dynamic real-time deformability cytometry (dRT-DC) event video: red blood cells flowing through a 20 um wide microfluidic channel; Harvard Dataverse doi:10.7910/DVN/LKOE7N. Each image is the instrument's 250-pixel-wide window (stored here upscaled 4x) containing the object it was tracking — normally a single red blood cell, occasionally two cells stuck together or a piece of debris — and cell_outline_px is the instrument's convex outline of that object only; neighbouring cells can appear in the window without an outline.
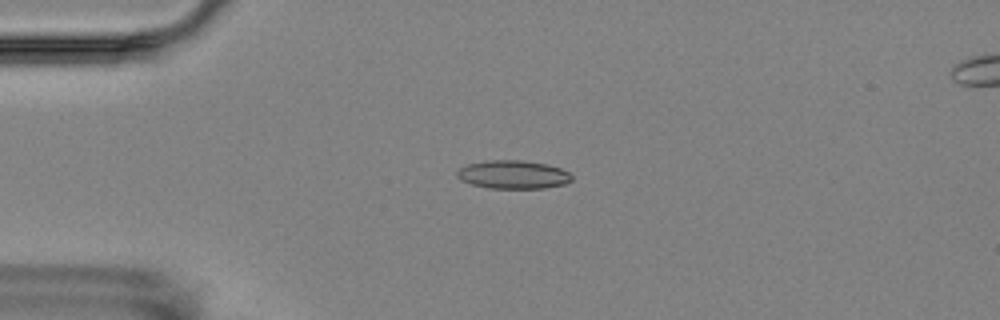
{"species": "Egyptian fruit bat (a non-hibernating species)", "species_latin": "Rousettus aegyptiacus", "temperature_condition": "room temperature", "stored_images_in_passage": 6, "camera_frame_rate_fps": 3000, "um_per_image_px": 0.085, "animal": {"sex": "female"}, "frame": {"image": 1, "passage_image": 4, "time_ms": 3.333, "image_size_px": [1000, 320], "cell_outline_px": [[572, 180], [564, 184], [544, 188], [488, 188], [472, 184], [460, 180], [456, 176], [456, 172], [460, 168], [468, 164], [488, 160], [520, 160], [548, 164], [560, 168], [568, 172], [572, 176]], "centroid_in_image_um": [43.6, 14.84], "position_along_channel_um": 41.4, "area_um2": 18.96}}
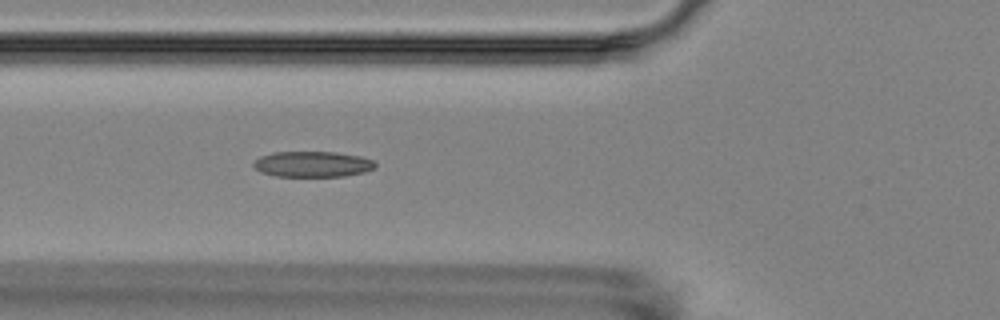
{"frame": {"image": 2, "passage_image": 6, "time_ms": 5.667, "image_size_px": [1000, 320], "cell_outline_px": [[376, 164], [372, 168], [364, 172], [344, 176], [272, 176], [260, 172], [252, 164], [260, 156], [272, 152], [336, 152], [360, 156], [372, 160]], "centroid_in_image_um": [26.53, 13.95], "position_along_channel_um": 99.3, "area_um2": 18.15}}